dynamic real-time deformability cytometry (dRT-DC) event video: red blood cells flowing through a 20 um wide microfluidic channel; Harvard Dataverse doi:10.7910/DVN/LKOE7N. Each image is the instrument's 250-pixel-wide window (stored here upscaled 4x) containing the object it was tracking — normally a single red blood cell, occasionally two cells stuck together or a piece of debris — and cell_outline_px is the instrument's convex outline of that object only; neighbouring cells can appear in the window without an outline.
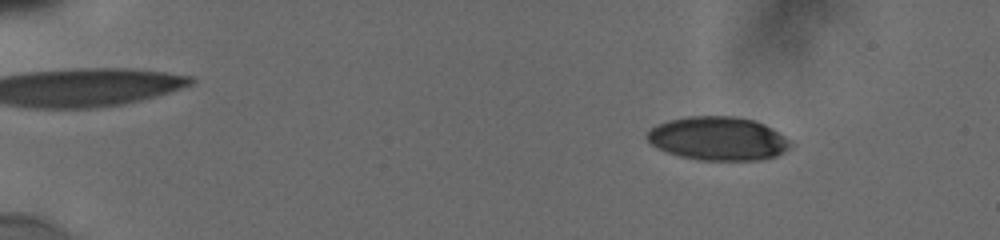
{"species": "human", "species_latin": "Homo sapiens", "temperature_condition": "cold", "stored_images_in_passage": 27, "camera_frame_rate_fps": 3000, "um_per_image_px": 0.085, "donor": {"sex": "male"}, "frame": {"image": 1, "passage_image": 14, "time_ms": 2.667, "image_size_px": [1000, 240], "cell_outline_px": [[792, 144], [788, 148], [776, 156], [760, 160], [700, 160], [680, 156], [668, 152], [652, 144], [644, 136], [656, 124], [668, 120], [688, 116], [736, 116], [756, 120], [772, 128], [784, 136]], "centroid_in_image_um": [61.03, 11.76], "position_along_channel_um": 24.0, "area_um2": 36.36}}
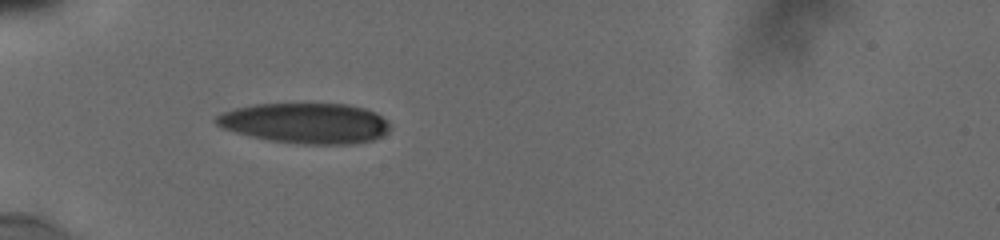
{"frame": {"image": 2, "passage_image": 24, "time_ms": 6.333, "image_size_px": [1000, 240], "cell_outline_px": [[392, 128], [388, 132], [372, 140], [352, 144], [300, 144], [272, 140], [252, 136], [236, 132], [224, 128], [216, 124], [212, 120], [216, 116], [224, 112], [236, 108], [252, 104], [348, 104], [364, 108], [376, 112], [388, 120], [392, 124]], "centroid_in_image_um": [26.02, 10.46], "position_along_channel_um": 59.0, "area_um2": 41.04}}